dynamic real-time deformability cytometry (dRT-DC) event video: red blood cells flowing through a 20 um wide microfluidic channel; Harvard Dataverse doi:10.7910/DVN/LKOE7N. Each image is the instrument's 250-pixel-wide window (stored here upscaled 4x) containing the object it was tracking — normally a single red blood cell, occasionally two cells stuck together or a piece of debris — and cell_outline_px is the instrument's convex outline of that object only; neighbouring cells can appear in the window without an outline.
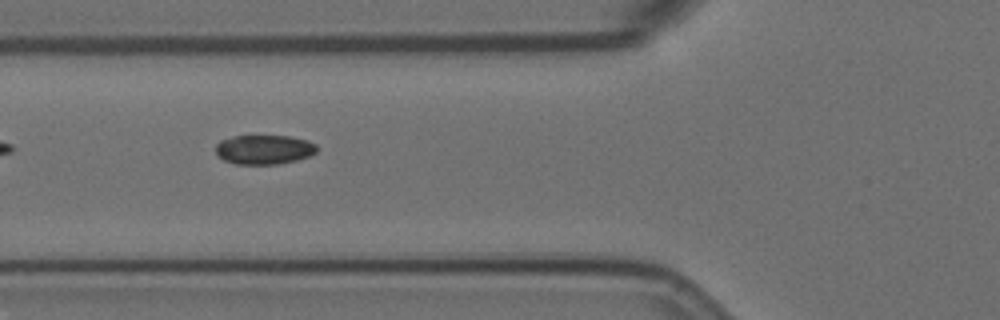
{"species": "Egyptian fruit bat (a non-hibernating species)", "species_latin": "Rousettus aegyptiacus", "temperature_condition": "room temperature", "stored_images_in_passage": 40, "camera_frame_rate_fps": 3000, "um_per_image_px": 0.085, "animal": {"sex": "female"}, "frame": {"image": 1, "passage_image": 4, "time_ms": 1.0, "image_size_px": [1000, 320], "cell_outline_px": [[316, 152], [308, 156], [296, 160], [280, 164], [236, 164], [224, 160], [216, 152], [216, 144], [220, 140], [232, 136], [288, 136], [308, 140], [316, 144]], "centroid_in_image_um": [22.44, 12.71], "position_along_channel_um": 103.4, "area_um2": 17.28}}
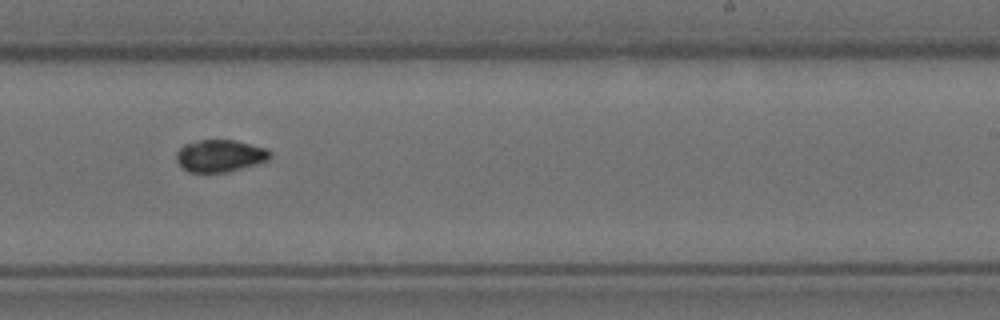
{"frame": {"image": 2, "passage_image": 18, "time_ms": 5.667, "image_size_px": [1000, 320], "cell_outline_px": [[272, 156], [268, 160], [256, 164], [228, 172], [188, 172], [180, 168], [176, 160], [176, 152], [184, 144], [200, 140], [236, 140], [268, 148], [272, 152]], "centroid_in_image_um": [18.71, 13.24], "position_along_channel_um": 270.3, "area_um2": 17.86}}
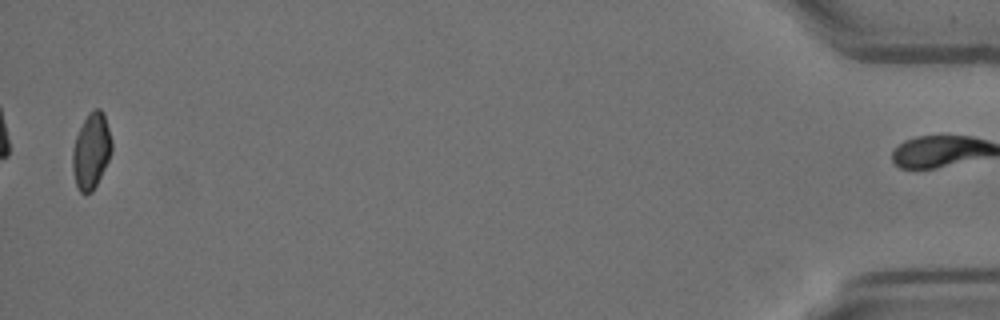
{"frame": {"image": 3, "passage_image": 39, "time_ms": 12.667, "image_size_px": [1000, 320], "cell_outline_px": [[112, 152], [92, 192], [80, 192], [76, 184], [72, 172], [72, 148], [76, 136], [88, 112], [92, 108], [100, 108], [104, 112], [112, 140]], "centroid_in_image_um": [7.75, 12.78], "position_along_channel_um": 427.4, "area_um2": 17.34}, "authors_computed_cell_mechanics": {"area_um2": 17.5712, "velocity_mm_per_s": 3.5833, "shape_relaxation_time_tau1_ms": null, "shape_relaxation_time_tau2_ms": 3.0748, "deformation_change_tau1": null, "deformation_change_tau2": 0.06}}